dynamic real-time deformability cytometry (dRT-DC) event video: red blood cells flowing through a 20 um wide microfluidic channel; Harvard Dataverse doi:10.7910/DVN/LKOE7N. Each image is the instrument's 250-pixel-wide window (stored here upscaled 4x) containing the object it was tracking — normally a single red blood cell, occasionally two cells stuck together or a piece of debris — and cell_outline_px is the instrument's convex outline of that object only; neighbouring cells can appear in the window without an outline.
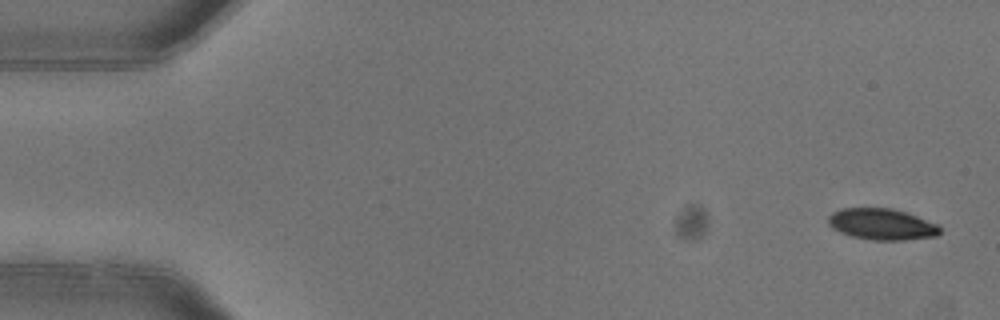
{"species": "common noctule bat (a hibernating species)", "species_latin": "Nyctalus noctula", "temperature_condition": "warm", "stored_images_in_passage": 4, "camera_frame_rate_fps": 3000, "um_per_image_px": 0.085, "animal": {"sex": "female"}, "frame": {"image": 1, "passage_image": 1, "time_ms": 0.0, "image_size_px": [1000, 320], "cell_outline_px": [[940, 232], [936, 236], [904, 240], [872, 240], [852, 236], [840, 232], [832, 228], [828, 224], [828, 216], [832, 212], [840, 208], [892, 208], [916, 216], [936, 224], [940, 228]], "centroid_in_image_um": [74.91, 19.06], "position_along_channel_um": 10.1, "area_um2": 20.23}}